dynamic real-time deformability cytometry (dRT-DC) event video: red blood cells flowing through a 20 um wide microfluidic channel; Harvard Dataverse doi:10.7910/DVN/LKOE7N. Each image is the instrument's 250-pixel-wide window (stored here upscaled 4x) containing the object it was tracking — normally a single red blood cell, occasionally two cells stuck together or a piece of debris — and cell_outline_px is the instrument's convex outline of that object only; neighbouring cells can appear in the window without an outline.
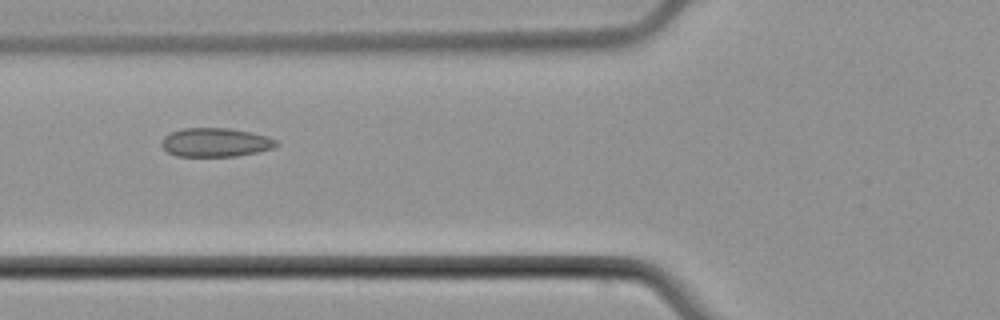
{"species": "common noctule bat (a hibernating species)", "species_latin": "Nyctalus noctula", "temperature_condition": "cold", "stored_images_in_passage": 6, "camera_frame_rate_fps": 3000, "um_per_image_px": 0.085, "animal": {"sex": "male", "body_mass_g": 21.5, "forearm_length_mm": 52.0}, "frame": {"image": 1, "passage_image": 6, "time_ms": 6.333, "image_size_px": [1000, 320], "cell_outline_px": [[280, 144], [272, 148], [260, 152], [236, 156], [176, 156], [168, 152], [160, 144], [160, 140], [164, 136], [172, 132], [184, 128], [228, 128], [268, 136], [276, 140]], "centroid_in_image_um": [18.32, 12.11], "position_along_channel_um": 107.5, "area_um2": 19.31}}